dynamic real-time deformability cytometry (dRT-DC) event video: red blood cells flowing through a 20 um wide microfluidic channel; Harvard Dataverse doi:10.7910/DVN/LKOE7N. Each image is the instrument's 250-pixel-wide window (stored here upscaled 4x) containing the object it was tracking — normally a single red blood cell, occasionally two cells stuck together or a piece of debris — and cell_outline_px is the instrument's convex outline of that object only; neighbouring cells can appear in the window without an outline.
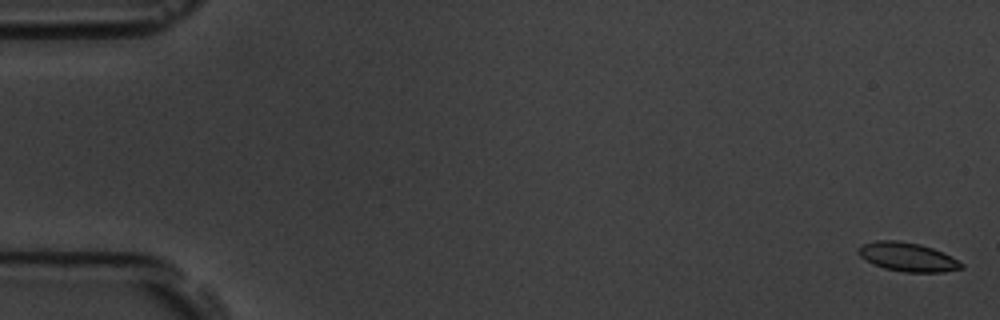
{"species": "common noctule bat (a hibernating species)", "species_latin": "Nyctalus noctula", "temperature_condition": "room temperature", "stored_images_in_passage": 6, "camera_frame_rate_fps": 3000, "um_per_image_px": 0.085, "animal": {"sex": "male", "body_mass_g": 19.5, "forearm_length_mm": 54.6}, "frame": {"image": 1, "passage_image": 1, "time_ms": 0.0, "image_size_px": [1000, 320], "cell_outline_px": [[964, 268], [944, 272], [904, 272], [884, 268], [860, 256], [856, 252], [856, 248], [864, 244], [876, 240], [896, 240], [920, 244], [944, 252], [964, 264]], "centroid_in_image_um": [77.17, 21.84], "position_along_channel_um": 7.8, "area_um2": 17.28}}
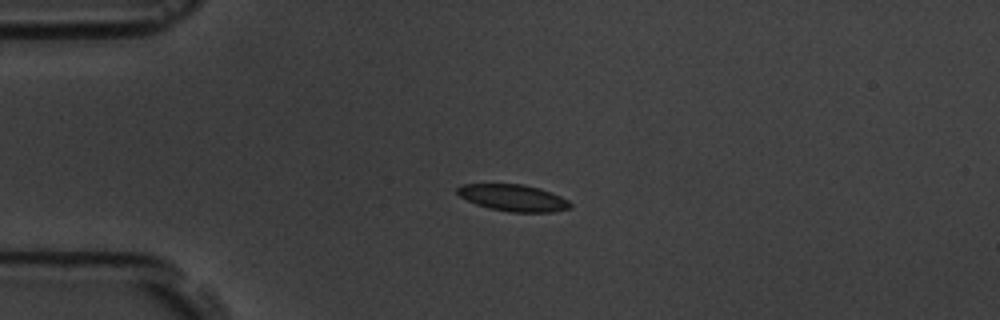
{"frame": {"image": 2, "passage_image": 4, "time_ms": 4.333, "image_size_px": [1000, 320], "cell_outline_px": [[572, 208], [552, 212], [512, 212], [488, 208], [476, 204], [460, 196], [456, 192], [456, 188], [460, 184], [524, 184], [540, 188], [560, 196], [568, 200], [572, 204]], "centroid_in_image_um": [43.63, 16.81], "position_along_channel_um": 41.4, "area_um2": 17.63}}
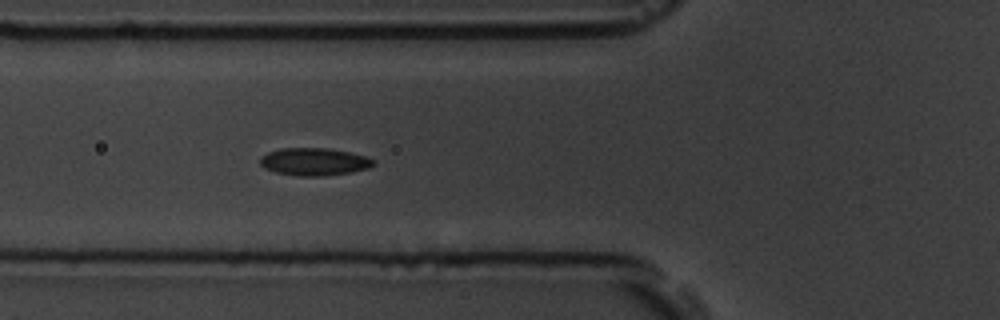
{"frame": {"image": 3, "passage_image": 6, "time_ms": 6.667, "image_size_px": [1000, 320], "cell_outline_px": [[376, 164], [368, 168], [352, 172], [320, 176], [300, 176], [276, 172], [264, 168], [260, 164], [260, 156], [268, 152], [280, 148], [328, 148], [348, 152], [364, 156], [376, 160]], "centroid_in_image_um": [26.7, 13.74], "position_along_channel_um": 99.1, "area_um2": 18.21}}